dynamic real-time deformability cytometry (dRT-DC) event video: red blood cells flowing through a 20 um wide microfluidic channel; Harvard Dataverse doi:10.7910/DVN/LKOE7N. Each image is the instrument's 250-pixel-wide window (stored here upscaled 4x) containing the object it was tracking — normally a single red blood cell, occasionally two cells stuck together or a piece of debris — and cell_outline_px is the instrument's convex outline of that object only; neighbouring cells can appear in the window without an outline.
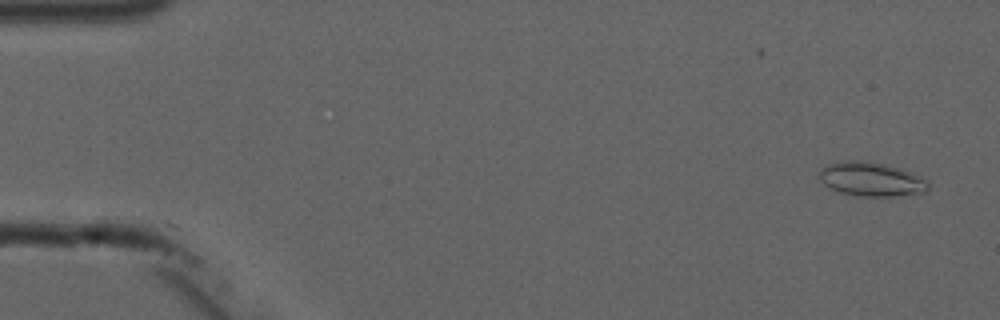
{"species": "common noctule bat (a hibernating species)", "species_latin": "Nyctalus noctula", "temperature_condition": "cold", "stored_images_in_passage": 5, "camera_frame_rate_fps": 3000, "um_per_image_px": 0.085, "animal": {"sex": "male", "forearm_length_mm": 52.5}, "frame": {"image": 1, "passage_image": 1, "time_ms": 0.0, "image_size_px": [1000, 320], "cell_outline_px": [[928, 188], [924, 192], [892, 196], [856, 196], [840, 192], [828, 188], [820, 180], [820, 172], [828, 164], [848, 160], [860, 160], [884, 164], [900, 168], [920, 176], [928, 180]], "centroid_in_image_um": [74.05, 15.24], "position_along_channel_um": 10.9, "area_um2": 21.44}}